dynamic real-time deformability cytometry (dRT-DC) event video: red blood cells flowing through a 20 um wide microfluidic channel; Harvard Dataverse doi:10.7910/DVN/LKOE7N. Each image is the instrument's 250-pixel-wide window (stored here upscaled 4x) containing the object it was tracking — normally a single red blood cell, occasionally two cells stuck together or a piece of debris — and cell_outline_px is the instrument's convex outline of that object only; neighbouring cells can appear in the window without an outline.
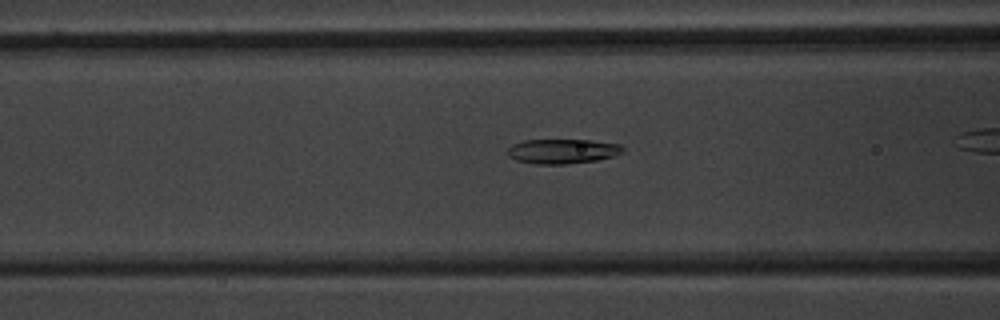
{"species": "common noctule bat (a hibernating species)", "species_latin": "Nyctalus noctula", "temperature_condition": "warm", "stored_images_in_passage": 36, "camera_frame_rate_fps": 3000, "um_per_image_px": 0.085, "animal": {"sex": "male", "body_mass_g": 20.1, "forearm_length_mm": 53.5}, "frame": {"image": 1, "passage_image": 16, "time_ms": 5.0, "image_size_px": [1000, 320], "cell_outline_px": [[624, 152], [612, 156], [596, 160], [564, 164], [536, 164], [516, 160], [508, 156], [508, 148], [512, 144], [524, 140], [588, 140], [620, 144], [624, 148]], "centroid_in_image_um": [47.79, 12.85], "position_along_channel_um": 118.8, "area_um2": 16.47}}
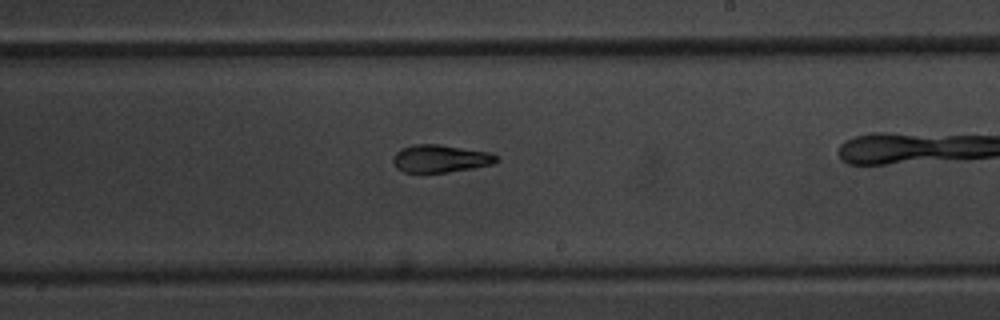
{"frame": {"image": 2, "passage_image": 26, "time_ms": 8.333, "image_size_px": [1000, 320], "cell_outline_px": [[500, 160], [492, 164], [472, 168], [448, 172], [404, 172], [396, 168], [392, 160], [392, 156], [400, 148], [412, 144], [440, 144], [492, 152]], "centroid_in_image_um": [37.42, 13.46], "position_along_channel_um": 251.6, "area_um2": 16.88}}